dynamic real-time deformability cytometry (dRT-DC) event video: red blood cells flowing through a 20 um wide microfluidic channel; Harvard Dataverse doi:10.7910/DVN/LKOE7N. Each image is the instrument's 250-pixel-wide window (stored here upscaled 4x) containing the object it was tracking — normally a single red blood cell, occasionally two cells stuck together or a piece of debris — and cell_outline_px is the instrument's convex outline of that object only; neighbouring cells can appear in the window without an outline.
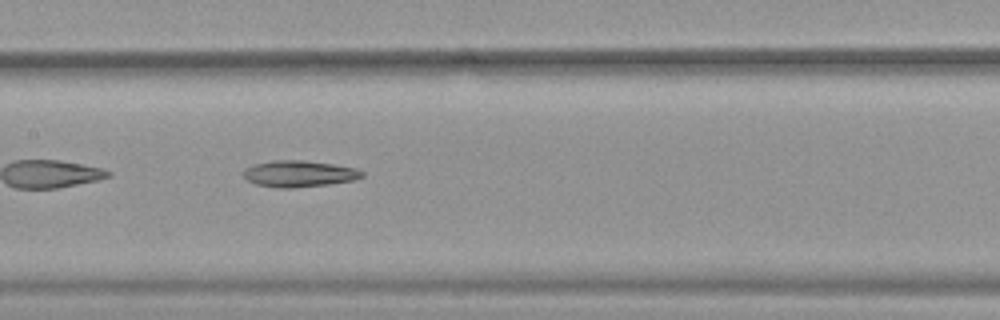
{"species": "common noctule bat (a hibernating species)", "species_latin": "Nyctalus noctula", "temperature_condition": "warm", "stored_images_in_passage": 37, "camera_frame_rate_fps": 3000, "um_per_image_px": 0.085, "animal": {"sex": "female", "body_mass_g": 19.9}, "frame": {"image": 1, "passage_image": 11, "time_ms": 3.333, "image_size_px": [1000, 320], "cell_outline_px": [[364, 176], [352, 180], [328, 184], [292, 188], [276, 188], [256, 184], [248, 180], [240, 172], [244, 168], [252, 164], [272, 160], [304, 160], [332, 164], [356, 168], [364, 172]], "centroid_in_image_um": [25.36, 14.76], "position_along_channel_um": 182.0, "area_um2": 18.38}}